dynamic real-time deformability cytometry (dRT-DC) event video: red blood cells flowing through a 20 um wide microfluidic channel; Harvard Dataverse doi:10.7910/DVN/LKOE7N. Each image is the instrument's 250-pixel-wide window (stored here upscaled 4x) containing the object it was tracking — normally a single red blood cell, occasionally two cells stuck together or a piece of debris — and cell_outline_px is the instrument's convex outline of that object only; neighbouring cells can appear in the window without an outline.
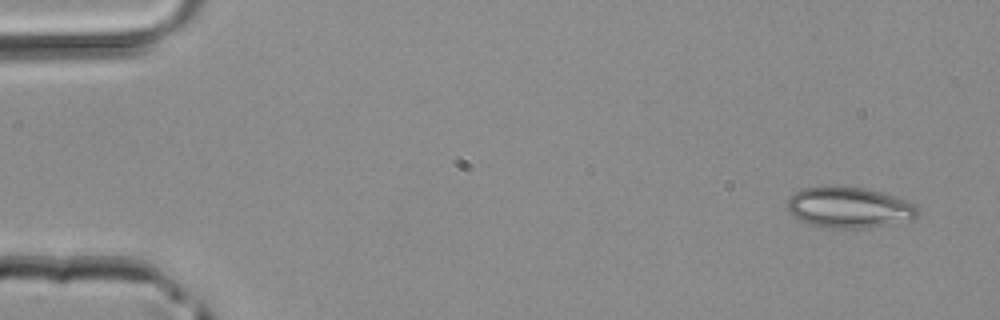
{"species": "common noctule bat (a hibernating species)", "species_latin": "Nyctalus noctula", "temperature_condition": "room temperature", "stored_images_in_passage": 3, "camera_frame_rate_fps": 3000, "um_per_image_px": 0.085, "animal": {"sex": "male", "body_mass_g": 20.4}, "frame": {"image": 1, "passage_image": 1, "time_ms": 0.0, "image_size_px": [1000, 320], "cell_outline_px": [[920, 212], [912, 220], [868, 228], [824, 228], [800, 220], [788, 212], [788, 200], [796, 192], [804, 188], [832, 184], [836, 184], [864, 188], [880, 192], [916, 204]], "centroid_in_image_um": [72.18, 17.62], "position_along_channel_um": 12.8, "area_um2": 31.39}}